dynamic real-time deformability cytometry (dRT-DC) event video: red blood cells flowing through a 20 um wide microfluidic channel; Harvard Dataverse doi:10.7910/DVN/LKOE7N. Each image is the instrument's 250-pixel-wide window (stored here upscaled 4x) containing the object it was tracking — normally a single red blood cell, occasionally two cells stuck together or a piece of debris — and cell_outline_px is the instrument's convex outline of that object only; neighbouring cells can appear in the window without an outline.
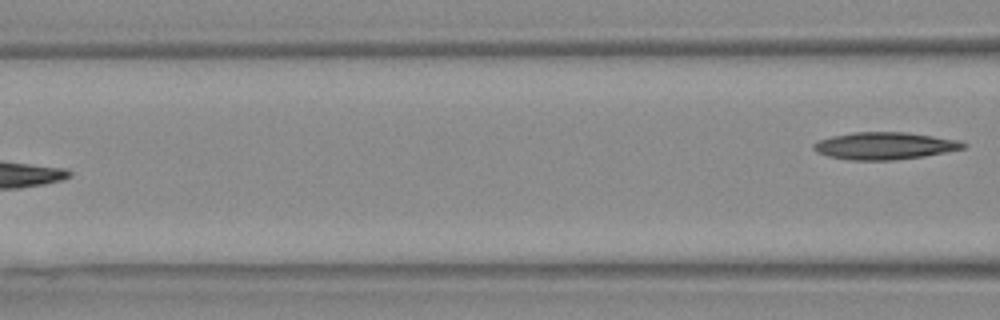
{"species": "Egyptian fruit bat (a non-hibernating species)", "species_latin": "Rousettus aegyptiacus", "temperature_condition": "warm", "stored_images_in_passage": 7, "camera_frame_rate_fps": 3000, "um_per_image_px": 0.085, "animal": {"sex": "female"}, "frame": {"image": 1, "passage_image": 7, "time_ms": 2.0, "image_size_px": [1000, 320], "cell_outline_px": [[968, 144], [964, 148], [924, 156], [892, 160], [848, 160], [828, 156], [816, 152], [812, 148], [812, 144], [820, 140], [832, 136], [852, 132], [908, 132], [960, 140]], "centroid_in_image_um": [75.18, 12.39], "position_along_channel_um": 91.4, "area_um2": 23.81}}